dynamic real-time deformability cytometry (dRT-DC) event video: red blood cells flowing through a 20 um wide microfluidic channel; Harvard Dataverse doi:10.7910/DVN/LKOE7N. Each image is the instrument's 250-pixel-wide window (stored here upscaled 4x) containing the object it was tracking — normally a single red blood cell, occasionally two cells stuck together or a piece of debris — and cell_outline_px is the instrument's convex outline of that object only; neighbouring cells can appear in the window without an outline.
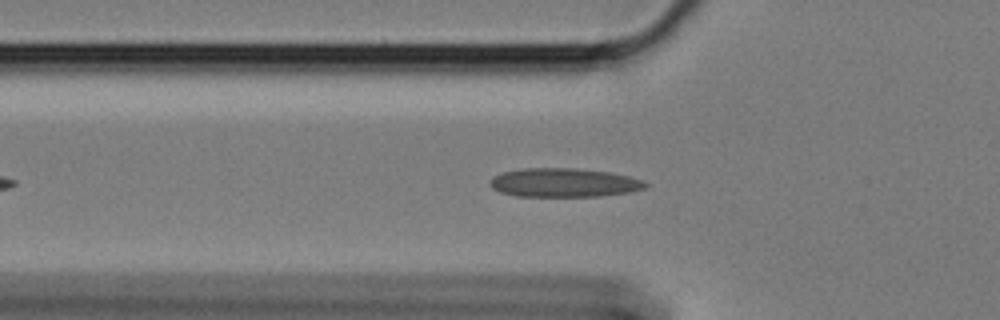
{"species": "Egyptian fruit bat (a non-hibernating species)", "species_latin": "Rousettus aegyptiacus", "temperature_condition": "cold", "stored_images_in_passage": 33, "camera_frame_rate_fps": 3000, "um_per_image_px": 0.085, "animal": {"sex": "female"}, "frame": {"image": 1, "passage_image": 3, "time_ms": 0.667, "image_size_px": [1000, 320], "cell_outline_px": [[648, 188], [632, 192], [600, 196], [516, 196], [500, 192], [492, 188], [488, 184], [488, 180], [504, 172], [524, 168], [576, 168], [608, 172], [628, 176], [644, 180], [648, 184]], "centroid_in_image_um": [47.96, 15.53], "position_along_channel_um": 77.8, "area_um2": 26.24}}
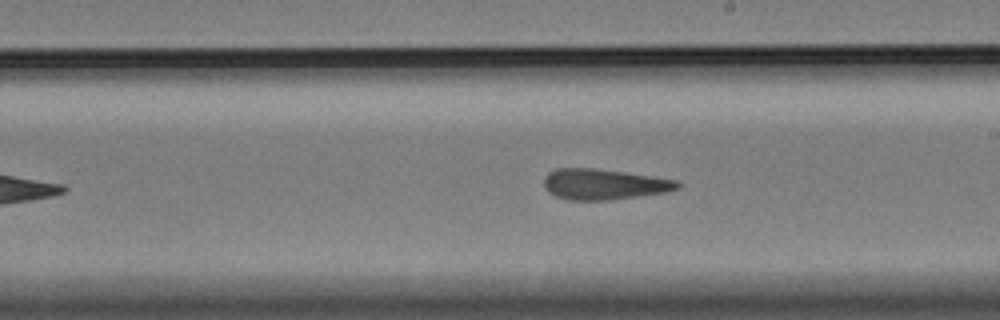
{"frame": {"image": 2, "passage_image": 17, "time_ms": 5.333, "image_size_px": [1000, 320], "cell_outline_px": [[680, 188], [664, 192], [608, 200], [568, 200], [556, 196], [548, 192], [544, 188], [544, 176], [548, 172], [556, 168], [592, 168], [624, 172], [652, 176], [676, 180], [680, 184]], "centroid_in_image_um": [51.27, 15.66], "position_along_channel_um": 237.7, "area_um2": 23.76}}
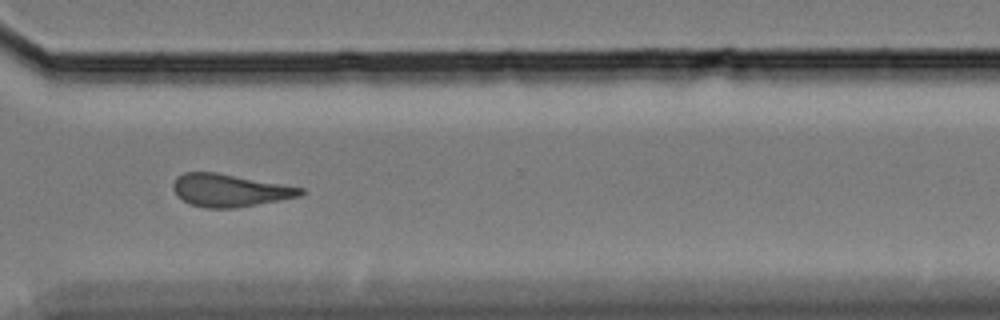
{"frame": {"image": 3, "passage_image": 27, "time_ms": 8.667, "image_size_px": [1000, 320], "cell_outline_px": [[304, 192], [300, 196], [236, 208], [204, 208], [192, 204], [176, 196], [172, 188], [172, 184], [184, 172], [216, 172], [284, 184], [304, 188]], "centroid_in_image_um": [19.52, 16.18], "position_along_channel_um": 351.1, "area_um2": 24.1}, "authors_computed_cell_mechanics": {"area_um2": 23.987, "velocity_mm_per_s": 3.4043, "shape_relaxation_time_tau1_ms": null, "shape_relaxation_time_tau2_ms": 4.4919, "deformation_change_tau1": null, "deformation_change_tau2": 0.1302}}